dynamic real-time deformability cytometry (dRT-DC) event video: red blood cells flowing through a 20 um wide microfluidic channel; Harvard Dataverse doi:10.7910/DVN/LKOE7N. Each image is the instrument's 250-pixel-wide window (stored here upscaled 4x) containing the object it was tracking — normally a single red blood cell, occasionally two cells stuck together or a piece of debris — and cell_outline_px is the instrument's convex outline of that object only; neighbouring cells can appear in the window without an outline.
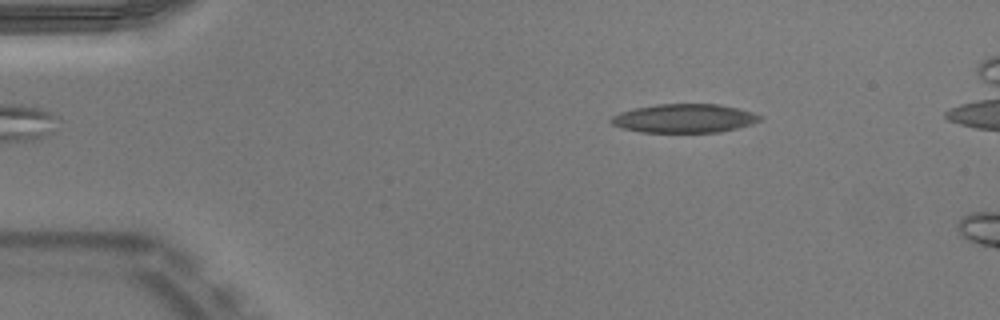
{"species": "Egyptian fruit bat (a non-hibernating species)", "species_latin": "Rousettus aegyptiacus", "temperature_condition": "warm", "stored_images_in_passage": 51, "camera_frame_rate_fps": 3000, "um_per_image_px": 0.085, "animal": {"sex": "male"}, "frame": {"image": 1, "passage_image": 7, "time_ms": 2.0, "image_size_px": [1000, 320], "cell_outline_px": [[764, 116], [760, 120], [752, 124], [720, 132], [640, 132], [620, 128], [612, 124], [608, 120], [612, 116], [620, 112], [636, 108], [656, 104], [720, 104], [752, 112]], "centroid_in_image_um": [58.15, 10.06], "position_along_channel_um": 26.9, "area_um2": 24.97}}
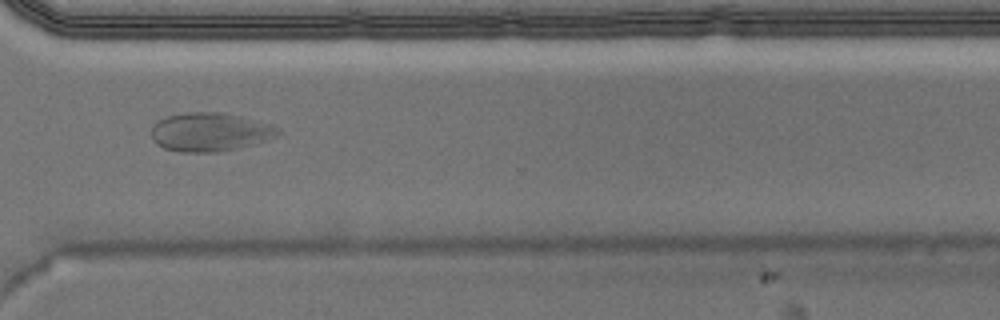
{"frame": {"image": 2, "passage_image": 37, "time_ms": 12.0, "image_size_px": [1000, 320], "cell_outline_px": [[280, 132], [276, 136], [268, 140], [220, 152], [180, 152], [164, 148], [156, 144], [152, 140], [152, 128], [164, 116], [188, 112], [220, 112], [268, 124], [276, 128]], "centroid_in_image_um": [17.78, 11.23], "position_along_channel_um": 352.8, "area_um2": 28.09}}
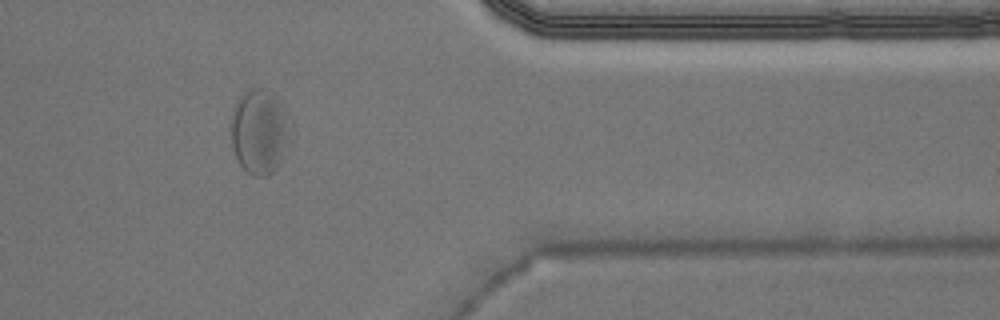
{"frame": {"image": 3, "passage_image": 41, "time_ms": 13.333, "image_size_px": [1000, 320], "cell_outline_px": [[292, 140], [280, 164], [272, 172], [264, 176], [252, 176], [240, 164], [232, 148], [228, 124], [236, 104], [240, 96], [244, 92], [252, 88], [264, 88], [272, 92], [276, 96], [284, 108]], "centroid_in_image_um": [22.05, 11.19], "position_along_channel_um": 389.4, "area_um2": 29.88}, "authors_computed_cell_mechanics": {"area_um2": 26.1256, "velocity_mm_per_s": 3.9248, "shape_relaxation_time_tau1_ms": null, "shape_relaxation_time_tau2_ms": 1.5591, "deformation_change_tau1": null, "deformation_change_tau2": 0.0783}}